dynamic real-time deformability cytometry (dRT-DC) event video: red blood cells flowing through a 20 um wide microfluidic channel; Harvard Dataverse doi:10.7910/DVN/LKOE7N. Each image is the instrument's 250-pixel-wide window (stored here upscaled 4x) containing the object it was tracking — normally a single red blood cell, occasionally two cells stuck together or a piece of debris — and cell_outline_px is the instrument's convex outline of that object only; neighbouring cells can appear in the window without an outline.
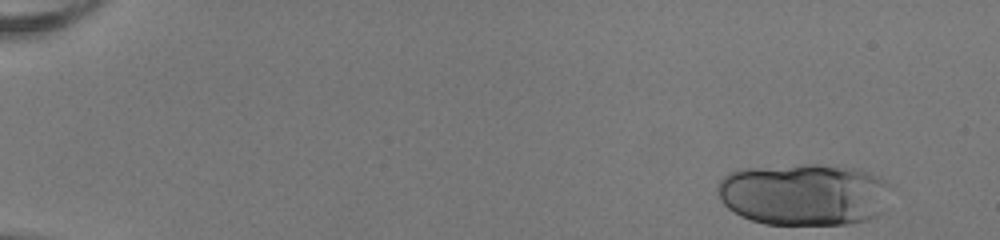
{"species": "human", "species_latin": "Homo sapiens", "temperature_condition": "room temperature", "stored_images_in_passage": 20, "camera_frame_rate_fps": 3000, "um_per_image_px": 0.085, "donor": {"sex": "female"}, "frame": {"image": 1, "passage_image": 1, "time_ms": 0.0, "image_size_px": [1000, 240], "cell_outline_px": [[892, 184], [884, 212], [868, 220], [848, 224], [764, 224], [740, 216], [728, 208], [720, 200], [716, 192], [720, 180], [728, 172], [736, 168], [800, 164], [816, 164], [856, 168], [880, 176], [888, 180]], "centroid_in_image_um": [68.36, 16.5], "position_along_channel_um": 16.6, "area_um2": 63.98}}
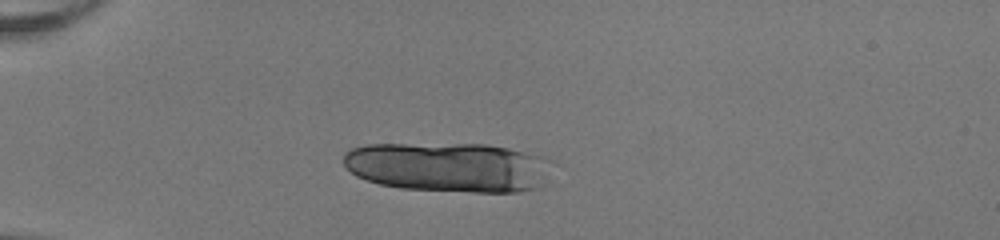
{"frame": {"image": 2, "passage_image": 12, "time_ms": 3.667, "image_size_px": [1000, 240], "cell_outline_px": [[552, 160], [536, 188], [516, 192], [472, 192], [400, 188], [380, 184], [356, 176], [344, 164], [344, 152], [352, 148], [368, 144], [488, 144], [508, 148], [544, 156]], "centroid_in_image_um": [38.08, 14.19], "position_along_channel_um": 46.9, "area_um2": 60.11}}